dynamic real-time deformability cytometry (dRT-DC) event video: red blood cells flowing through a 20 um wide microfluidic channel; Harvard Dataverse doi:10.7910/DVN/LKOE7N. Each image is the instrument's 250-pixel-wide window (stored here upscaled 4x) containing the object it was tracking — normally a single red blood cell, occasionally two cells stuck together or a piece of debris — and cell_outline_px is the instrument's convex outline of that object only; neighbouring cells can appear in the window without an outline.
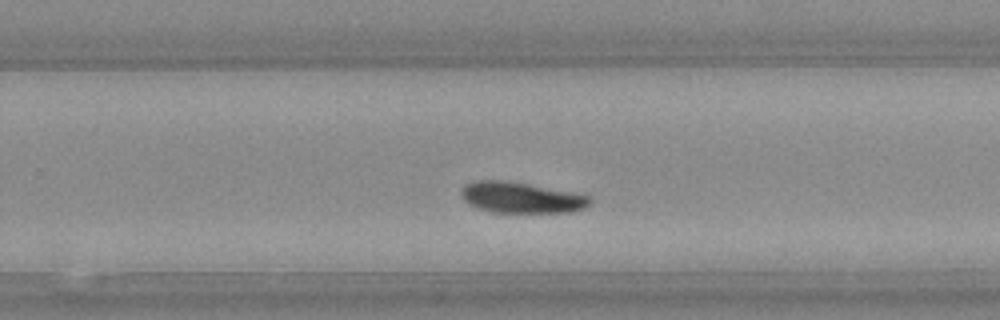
{"species": "Egyptian fruit bat (a non-hibernating species)", "species_latin": "Rousettus aegyptiacus", "temperature_condition": "warm", "stored_images_in_passage": 21, "camera_frame_rate_fps": 3000, "um_per_image_px": 0.085, "animal": {"sex": "female"}, "frame": {"image": 1, "passage_image": 15, "time_ms": 4.667, "image_size_px": [1000, 320], "cell_outline_px": [[592, 200], [584, 208], [572, 212], [492, 212], [476, 208], [468, 204], [460, 196], [460, 192], [468, 184], [476, 180], [508, 180], [588, 196]], "centroid_in_image_um": [44.24, 16.8], "position_along_channel_um": 285.6, "area_um2": 22.89}}